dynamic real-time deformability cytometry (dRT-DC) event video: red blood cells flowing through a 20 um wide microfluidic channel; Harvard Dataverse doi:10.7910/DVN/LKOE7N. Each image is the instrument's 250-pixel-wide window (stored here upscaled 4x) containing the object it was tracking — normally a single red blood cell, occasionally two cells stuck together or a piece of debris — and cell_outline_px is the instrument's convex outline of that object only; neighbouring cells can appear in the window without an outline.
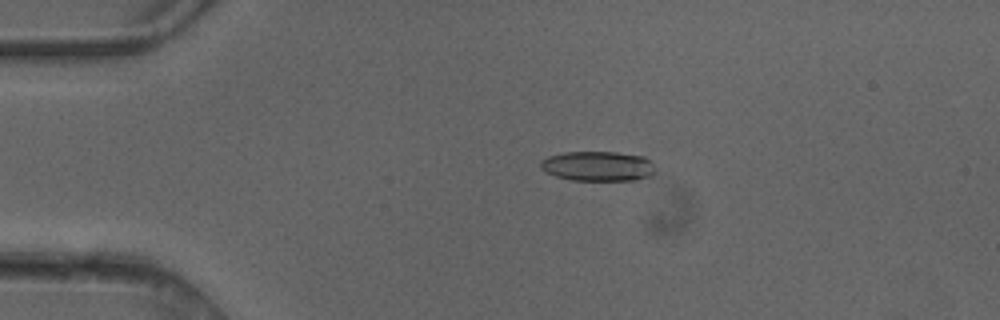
{"species": "common noctule bat (a hibernating species)", "species_latin": "Nyctalus noctula", "temperature_condition": "cold", "stored_images_in_passage": 5, "camera_frame_rate_fps": 3000, "um_per_image_px": 0.085, "animal": {"sex": "female"}, "frame": {"image": 1, "passage_image": 4, "time_ms": 1.0, "image_size_px": [1000, 320], "cell_outline_px": [[656, 172], [652, 176], [636, 180], [572, 180], [556, 176], [540, 168], [540, 160], [548, 156], [564, 152], [616, 152], [644, 156], [656, 168]], "centroid_in_image_um": [50.84, 14.12], "position_along_channel_um": 34.2, "area_um2": 20.06}}